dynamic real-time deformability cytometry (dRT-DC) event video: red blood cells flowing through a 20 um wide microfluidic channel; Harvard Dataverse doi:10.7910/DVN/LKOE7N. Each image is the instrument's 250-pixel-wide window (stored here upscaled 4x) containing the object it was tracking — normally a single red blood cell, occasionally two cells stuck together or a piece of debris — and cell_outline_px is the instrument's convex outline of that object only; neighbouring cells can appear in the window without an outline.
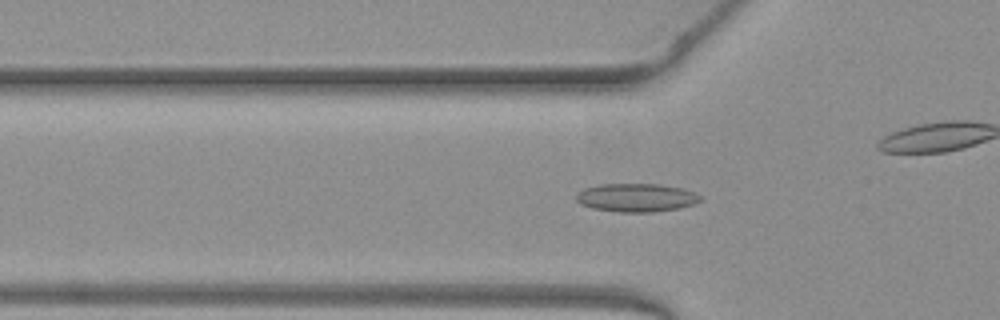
{"species": "common noctule bat (a hibernating species)", "species_latin": "Nyctalus noctula", "temperature_condition": "warm", "stored_images_in_passage": 39, "camera_frame_rate_fps": 3000, "um_per_image_px": 0.085, "animal": {"sex": "female", "body_mass_g": 19.3, "forearm_length_mm": 54.1}, "frame": {"image": 1, "passage_image": 4, "time_ms": 1.0, "image_size_px": [1000, 320], "cell_outline_px": [[700, 200], [692, 204], [680, 208], [656, 212], [616, 212], [592, 208], [580, 204], [576, 200], [576, 196], [584, 188], [600, 184], [660, 184], [684, 188], [700, 196]], "centroid_in_image_um": [54.07, 16.8], "position_along_channel_um": 71.7, "area_um2": 20.52}}
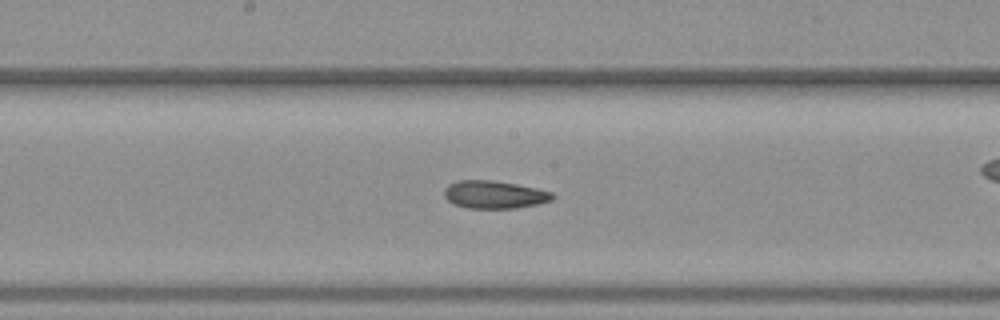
{"frame": {"image": 2, "passage_image": 14, "time_ms": 4.333, "image_size_px": [1000, 320], "cell_outline_px": [[556, 196], [552, 200], [536, 204], [516, 208], [464, 208], [448, 200], [444, 196], [444, 188], [448, 184], [456, 180], [492, 180], [516, 184], [536, 188], [552, 192]], "centroid_in_image_um": [42.0, 16.53], "position_along_channel_um": 206.2, "area_um2": 17.57}}
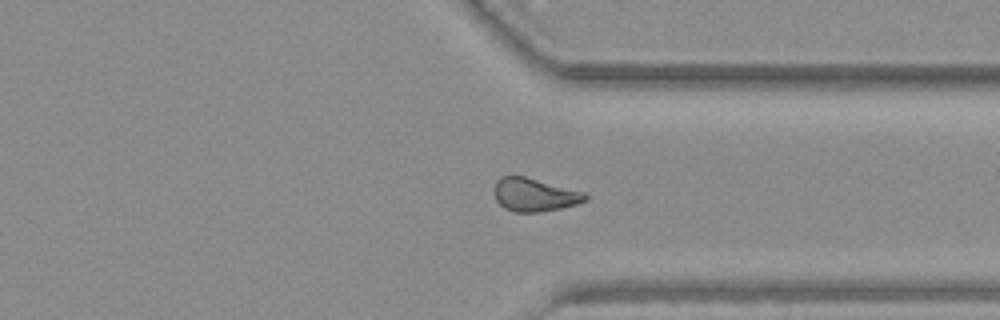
{"frame": {"image": 3, "passage_image": 26, "time_ms": 8.333, "image_size_px": [1000, 320], "cell_outline_px": [[588, 200], [576, 204], [560, 208], [540, 212], [512, 212], [504, 208], [496, 200], [496, 180], [500, 176], [524, 176], [584, 192], [588, 196]], "centroid_in_image_um": [45.44, 16.56], "position_along_channel_um": 366.0, "area_um2": 17.46}, "authors_computed_cell_mechanics": {"area_um2": 17.629, "velocity_mm_per_s": 4.0122, "shape_relaxation_time_tau1_ms": null, "shape_relaxation_time_tau2_ms": 4.1307, "deformation_change_tau1": null, "deformation_change_tau2": 0.1092}}